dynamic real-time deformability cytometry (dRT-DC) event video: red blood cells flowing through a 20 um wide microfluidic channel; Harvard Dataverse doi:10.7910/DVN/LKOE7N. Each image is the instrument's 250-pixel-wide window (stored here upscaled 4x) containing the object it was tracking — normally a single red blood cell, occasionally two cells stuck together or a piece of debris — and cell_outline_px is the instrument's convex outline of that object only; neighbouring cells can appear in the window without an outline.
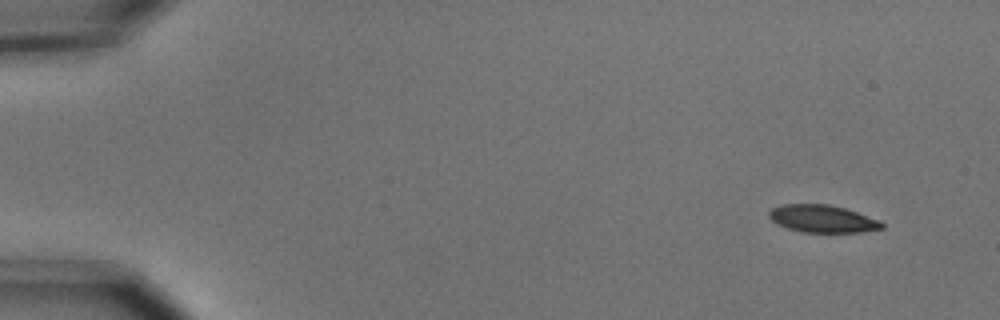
{"species": "common noctule bat (a hibernating species)", "species_latin": "Nyctalus noctula", "temperature_condition": "cold", "stored_images_in_passage": 9, "camera_frame_rate_fps": 3000, "um_per_image_px": 0.085, "animal": {"sex": "male", "body_mass_g": 15.6}, "frame": {"image": 1, "passage_image": 1, "time_ms": 0.0, "image_size_px": [1000, 320], "cell_outline_px": [[884, 228], [864, 232], [804, 232], [788, 228], [776, 224], [768, 216], [768, 212], [772, 208], [780, 204], [828, 204], [844, 208], [880, 220], [884, 224]], "centroid_in_image_um": [69.9, 18.59], "position_along_channel_um": 15.1, "area_um2": 18.09}}
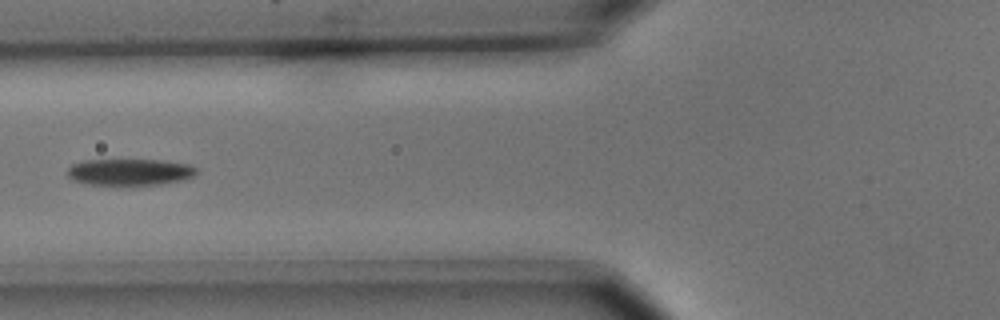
{"frame": {"image": 2, "passage_image": 6, "time_ms": 1.667, "image_size_px": [1000, 320], "cell_outline_px": [[196, 172], [192, 176], [184, 180], [160, 184], [88, 184], [72, 180], [68, 176], [68, 168], [72, 164], [88, 160], [160, 160], [188, 164], [196, 168]], "centroid_in_image_um": [11.02, 14.61], "position_along_channel_um": 114.8, "area_um2": 19.65}}
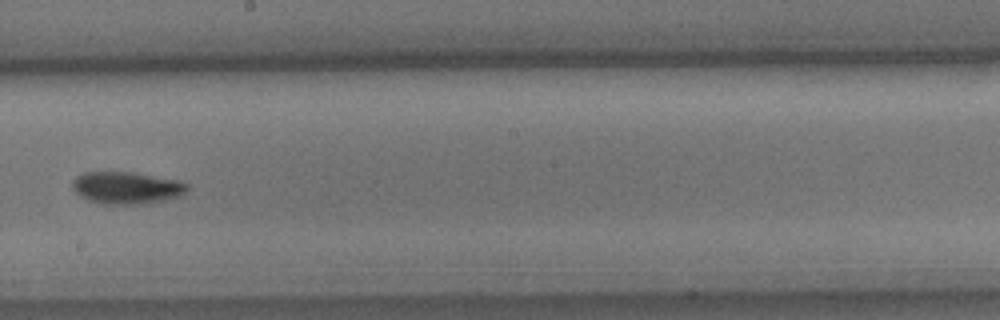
{"frame": {"image": 3, "passage_image": 9, "time_ms": 2.667, "image_size_px": [1000, 320], "cell_outline_px": [[188, 188], [180, 196], [148, 204], [104, 204], [88, 200], [80, 196], [72, 188], [72, 180], [76, 176], [84, 172], [132, 172], [180, 180], [188, 184]], "centroid_in_image_um": [10.76, 15.96], "position_along_channel_um": 237.4, "area_um2": 21.68}}